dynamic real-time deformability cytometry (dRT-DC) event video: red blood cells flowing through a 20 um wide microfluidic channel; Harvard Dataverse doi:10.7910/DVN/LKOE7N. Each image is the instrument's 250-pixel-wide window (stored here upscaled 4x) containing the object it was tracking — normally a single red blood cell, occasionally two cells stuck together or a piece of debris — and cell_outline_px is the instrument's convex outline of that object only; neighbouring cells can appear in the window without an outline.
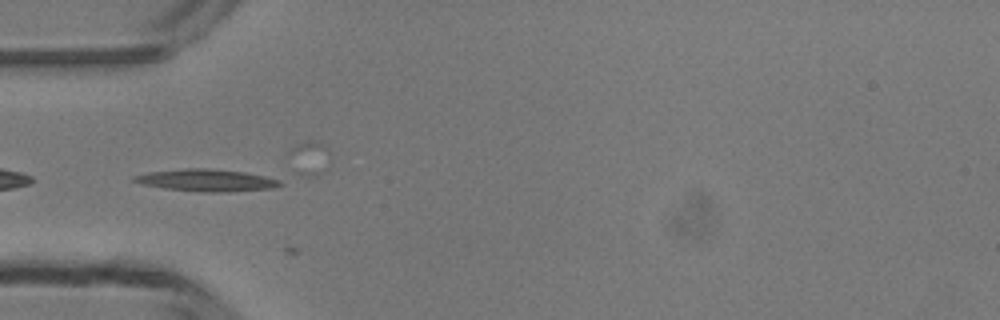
{"species": "common noctule bat (a hibernating species)", "species_latin": "Nyctalus noctula", "temperature_condition": "room temperature", "stored_images_in_passage": 4, "camera_frame_rate_fps": 3000, "um_per_image_px": 0.085, "animal": {"sex": "male", "body_mass_g": 13.3}, "frame": {"image": 1, "passage_image": 2, "time_ms": 0.333, "image_size_px": [1000, 320], "cell_outline_px": [[284, 184], [272, 188], [228, 192], [208, 192], [164, 188], [140, 184], [132, 180], [132, 176], [148, 172], [184, 168], [208, 168], [244, 172], [264, 176], [280, 180]], "centroid_in_image_um": [17.53, 15.32], "position_along_channel_um": 67.5, "area_um2": 18.79}}